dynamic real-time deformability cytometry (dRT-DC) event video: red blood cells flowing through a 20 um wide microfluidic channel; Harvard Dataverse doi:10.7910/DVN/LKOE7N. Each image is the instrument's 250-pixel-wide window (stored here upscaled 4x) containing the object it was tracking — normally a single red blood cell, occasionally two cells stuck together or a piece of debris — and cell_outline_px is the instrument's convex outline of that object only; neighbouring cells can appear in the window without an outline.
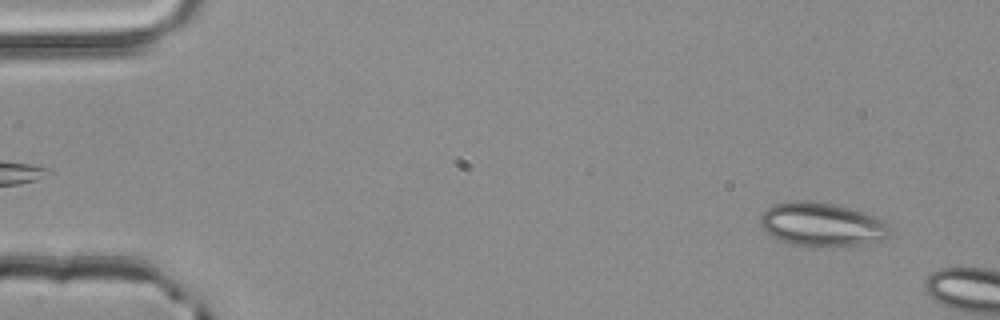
{"species": "common noctule bat (a hibernating species)", "species_latin": "Nyctalus noctula", "temperature_condition": "room temperature", "stored_images_in_passage": 8, "camera_frame_rate_fps": 3000, "um_per_image_px": 0.085, "animal": {"sex": "male", "body_mass_g": 20.4}, "frame": {"image": 1, "passage_image": 4, "time_ms": 1.0, "image_size_px": [1000, 320], "cell_outline_px": [[892, 228], [888, 236], [884, 240], [860, 244], [788, 244], [764, 232], [760, 224], [760, 216], [768, 208], [776, 204], [796, 200], [800, 200], [832, 204], [848, 208], [876, 216], [884, 220]], "centroid_in_image_um": [69.86, 19.06], "position_along_channel_um": 15.1, "area_um2": 32.25}}